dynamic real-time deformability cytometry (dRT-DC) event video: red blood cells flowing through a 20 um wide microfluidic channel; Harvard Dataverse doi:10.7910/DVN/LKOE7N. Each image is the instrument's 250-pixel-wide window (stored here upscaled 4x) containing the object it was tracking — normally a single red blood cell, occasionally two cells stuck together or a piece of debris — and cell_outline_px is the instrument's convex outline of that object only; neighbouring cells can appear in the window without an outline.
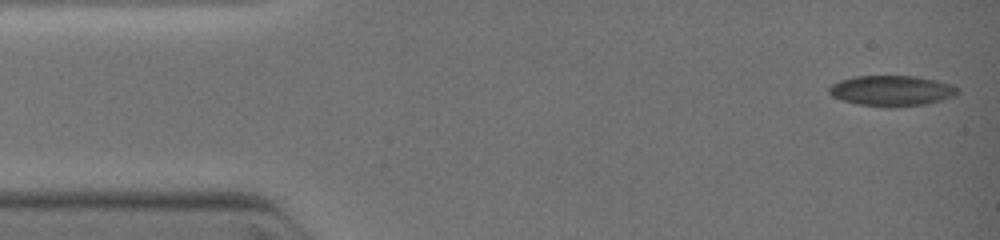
{"species": "common noctule bat (a hibernating species)", "species_latin": "Nyctalus noctula", "temperature_condition": "warm", "stored_images_in_passage": 58, "camera_frame_rate_fps": 3000, "um_per_image_px": 0.085, "animal": {"sex": "female", "body_mass_g": 19.0, "forearm_length_mm": 51.5}, "frame": {"image": 1, "passage_image": 1, "time_ms": 0.0, "image_size_px": [1000, 240], "cell_outline_px": [[960, 92], [956, 96], [924, 104], [888, 108], [860, 104], [840, 100], [832, 96], [828, 92], [828, 88], [832, 84], [840, 80], [856, 76], [916, 76], [936, 80], [952, 84]], "centroid_in_image_um": [75.78, 7.71], "position_along_channel_um": 9.2, "area_um2": 22.95}}
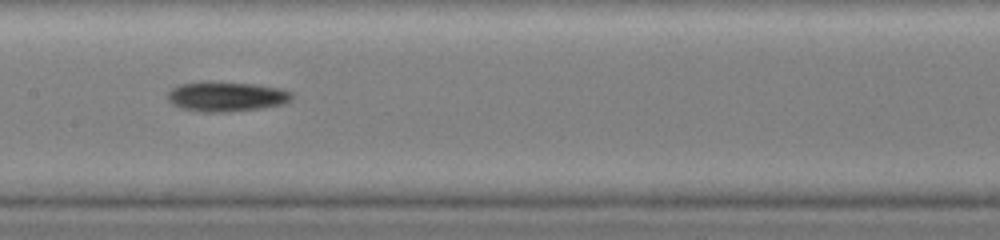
{"frame": {"image": 2, "passage_image": 25, "time_ms": 5.667, "image_size_px": [1000, 240], "cell_outline_px": [[292, 100], [284, 104], [260, 108], [228, 112], [200, 112], [184, 108], [172, 104], [168, 100], [168, 92], [172, 88], [180, 84], [200, 80], [216, 80], [252, 84], [280, 88], [292, 92]], "centroid_in_image_um": [19.22, 8.18], "position_along_channel_um": 188.2, "area_um2": 22.02}}
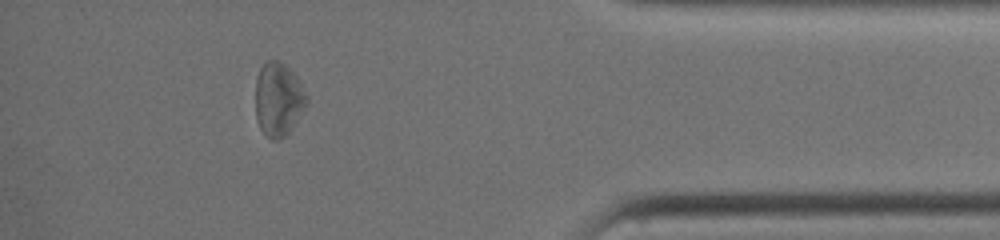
{"frame": {"image": 3, "passage_image": 48, "time_ms": 10.667, "image_size_px": [1000, 240], "cell_outline_px": [[308, 104], [292, 128], [280, 140], [272, 140], [260, 128], [256, 120], [256, 76], [260, 68], [268, 60], [280, 60], [296, 76], [308, 96]], "centroid_in_image_um": [23.67, 8.44], "position_along_channel_um": 411.5, "area_um2": 22.02}}